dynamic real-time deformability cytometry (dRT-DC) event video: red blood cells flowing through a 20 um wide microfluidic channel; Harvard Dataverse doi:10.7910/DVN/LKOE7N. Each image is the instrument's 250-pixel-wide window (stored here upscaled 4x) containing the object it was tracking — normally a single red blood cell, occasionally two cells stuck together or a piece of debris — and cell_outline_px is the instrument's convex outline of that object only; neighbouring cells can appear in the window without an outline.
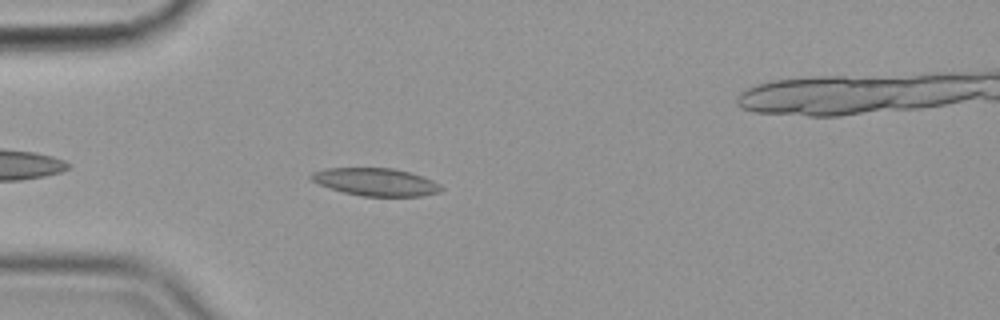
{"species": "common noctule bat (a hibernating species)", "species_latin": "Nyctalus noctula", "temperature_condition": "cold", "stored_images_in_passage": 43, "camera_frame_rate_fps": 3000, "um_per_image_px": 0.085, "animal": {"sex": "female", "body_mass_g": 19.9}, "frame": {"image": 1, "passage_image": 2, "time_ms": 0.333, "image_size_px": [1000, 320], "cell_outline_px": [[444, 188], [440, 192], [420, 196], [364, 196], [344, 192], [320, 184], [312, 180], [308, 176], [312, 172], [324, 168], [392, 168], [412, 172], [424, 176], [440, 184]], "centroid_in_image_um": [31.98, 15.45], "position_along_channel_um": 53.0, "area_um2": 20.98}}
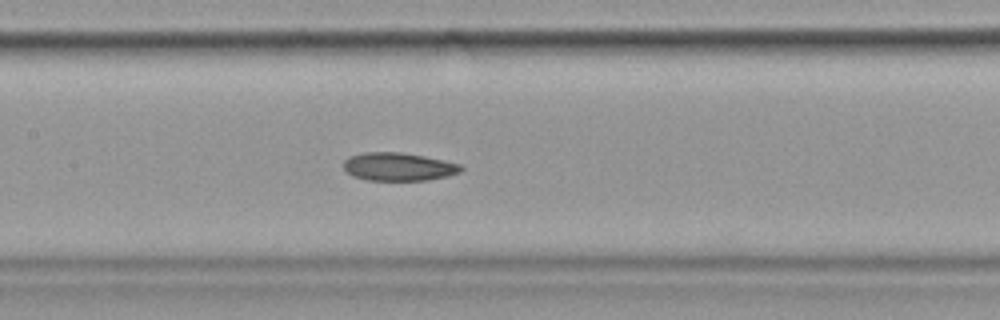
{"frame": {"image": 2, "passage_image": 13, "time_ms": 4.0, "image_size_px": [1000, 320], "cell_outline_px": [[464, 168], [460, 172], [448, 176], [428, 180], [368, 180], [352, 176], [344, 168], [344, 160], [348, 156], [364, 152], [400, 152], [424, 156], [444, 160], [460, 164]], "centroid_in_image_um": [33.87, 14.16], "position_along_channel_um": 173.5, "area_um2": 19.31}}
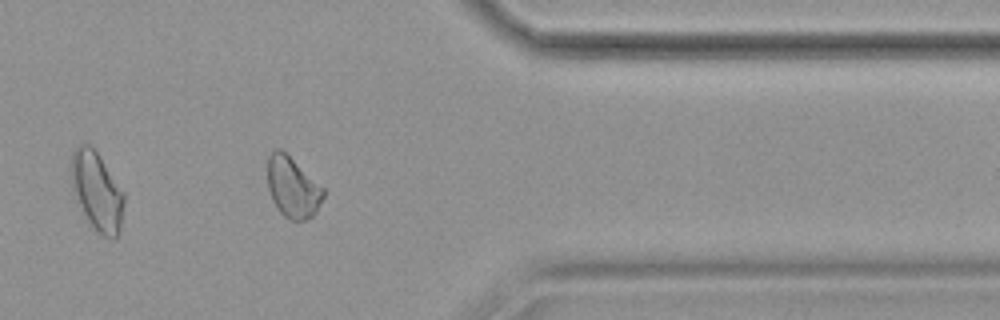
{"frame": {"image": 3, "passage_image": 32, "time_ms": 10.333, "image_size_px": [1000, 320], "cell_outline_px": [[324, 196], [316, 212], [312, 216], [304, 220], [288, 220], [280, 212], [272, 200], [268, 188], [268, 156], [276, 148], [280, 148], [324, 188]], "centroid_in_image_um": [24.87, 15.94], "position_along_channel_um": 386.5, "area_um2": 19.54}}